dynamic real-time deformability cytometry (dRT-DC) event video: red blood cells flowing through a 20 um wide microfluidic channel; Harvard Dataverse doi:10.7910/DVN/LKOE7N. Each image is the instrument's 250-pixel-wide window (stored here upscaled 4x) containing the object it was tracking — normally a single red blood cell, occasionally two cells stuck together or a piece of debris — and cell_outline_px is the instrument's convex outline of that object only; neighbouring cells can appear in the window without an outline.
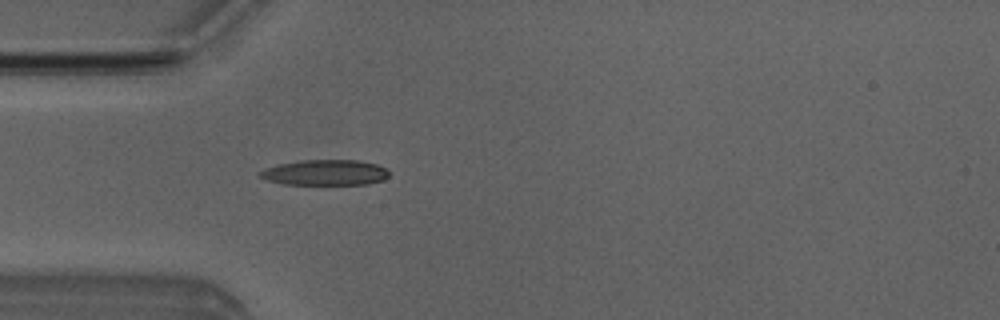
{"species": "Egyptian fruit bat (a non-hibernating species)", "species_latin": "Rousettus aegyptiacus", "temperature_condition": "room temperature", "stored_images_in_passage": 3, "camera_frame_rate_fps": 3000, "um_per_image_px": 0.085, "animal": {"sex": "male"}, "frame": {"image": 1, "passage_image": 3, "time_ms": 2.333, "image_size_px": [1000, 320], "cell_outline_px": [[388, 176], [384, 180], [368, 184], [284, 184], [268, 180], [260, 176], [260, 172], [264, 168], [280, 164], [300, 160], [356, 160], [376, 164], [384, 168], [388, 172]], "centroid_in_image_um": [27.65, 14.66], "position_along_channel_um": 57.4, "area_um2": 19.02}}